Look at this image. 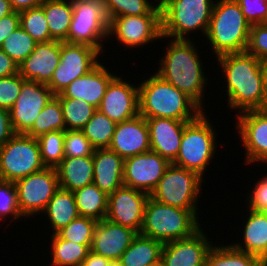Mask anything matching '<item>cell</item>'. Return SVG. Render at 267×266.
Wrapping results in <instances>:
<instances>
[{
	"mask_svg": "<svg viewBox=\"0 0 267 266\" xmlns=\"http://www.w3.org/2000/svg\"><path fill=\"white\" fill-rule=\"evenodd\" d=\"M224 79L225 103L230 110L244 112L267 108L260 60L247 51L217 57ZM226 89V90H225Z\"/></svg>",
	"mask_w": 267,
	"mask_h": 266,
	"instance_id": "obj_1",
	"label": "cell"
},
{
	"mask_svg": "<svg viewBox=\"0 0 267 266\" xmlns=\"http://www.w3.org/2000/svg\"><path fill=\"white\" fill-rule=\"evenodd\" d=\"M168 45L163 50L164 56L161 57L155 73L174 87L183 91L190 97L203 111L206 106L204 99L208 84L207 72L203 69L201 52L193 40L165 39ZM194 42V43H193ZM205 100V101H204ZM204 102V103H203ZM204 104V105H203Z\"/></svg>",
	"mask_w": 267,
	"mask_h": 266,
	"instance_id": "obj_2",
	"label": "cell"
},
{
	"mask_svg": "<svg viewBox=\"0 0 267 266\" xmlns=\"http://www.w3.org/2000/svg\"><path fill=\"white\" fill-rule=\"evenodd\" d=\"M138 82L139 114L148 118H169L191 122L203 110L183 91L155 72Z\"/></svg>",
	"mask_w": 267,
	"mask_h": 266,
	"instance_id": "obj_3",
	"label": "cell"
},
{
	"mask_svg": "<svg viewBox=\"0 0 267 266\" xmlns=\"http://www.w3.org/2000/svg\"><path fill=\"white\" fill-rule=\"evenodd\" d=\"M250 28L251 24L235 0H215L205 41L215 58L245 52Z\"/></svg>",
	"mask_w": 267,
	"mask_h": 266,
	"instance_id": "obj_4",
	"label": "cell"
},
{
	"mask_svg": "<svg viewBox=\"0 0 267 266\" xmlns=\"http://www.w3.org/2000/svg\"><path fill=\"white\" fill-rule=\"evenodd\" d=\"M198 210L173 207L149 197L140 235L163 244L193 236L202 226Z\"/></svg>",
	"mask_w": 267,
	"mask_h": 266,
	"instance_id": "obj_5",
	"label": "cell"
},
{
	"mask_svg": "<svg viewBox=\"0 0 267 266\" xmlns=\"http://www.w3.org/2000/svg\"><path fill=\"white\" fill-rule=\"evenodd\" d=\"M214 2L215 0H159L162 36L175 40H193L190 35L196 32L202 33V37L206 36Z\"/></svg>",
	"mask_w": 267,
	"mask_h": 266,
	"instance_id": "obj_6",
	"label": "cell"
},
{
	"mask_svg": "<svg viewBox=\"0 0 267 266\" xmlns=\"http://www.w3.org/2000/svg\"><path fill=\"white\" fill-rule=\"evenodd\" d=\"M203 111L195 120L185 125L179 152L174 165L192 170L205 178L204 174L217 150V137L214 124ZM213 159V160H212Z\"/></svg>",
	"mask_w": 267,
	"mask_h": 266,
	"instance_id": "obj_7",
	"label": "cell"
},
{
	"mask_svg": "<svg viewBox=\"0 0 267 266\" xmlns=\"http://www.w3.org/2000/svg\"><path fill=\"white\" fill-rule=\"evenodd\" d=\"M198 173L171 163L149 197L187 210H199L203 180Z\"/></svg>",
	"mask_w": 267,
	"mask_h": 266,
	"instance_id": "obj_8",
	"label": "cell"
},
{
	"mask_svg": "<svg viewBox=\"0 0 267 266\" xmlns=\"http://www.w3.org/2000/svg\"><path fill=\"white\" fill-rule=\"evenodd\" d=\"M72 5L67 42L86 44L104 53L103 42H108V20L102 0H72Z\"/></svg>",
	"mask_w": 267,
	"mask_h": 266,
	"instance_id": "obj_9",
	"label": "cell"
},
{
	"mask_svg": "<svg viewBox=\"0 0 267 266\" xmlns=\"http://www.w3.org/2000/svg\"><path fill=\"white\" fill-rule=\"evenodd\" d=\"M45 167L37 138L15 134L0 148V180L15 183Z\"/></svg>",
	"mask_w": 267,
	"mask_h": 266,
	"instance_id": "obj_10",
	"label": "cell"
},
{
	"mask_svg": "<svg viewBox=\"0 0 267 266\" xmlns=\"http://www.w3.org/2000/svg\"><path fill=\"white\" fill-rule=\"evenodd\" d=\"M113 37L120 46L130 48L149 47L157 39L162 40L161 8L158 3L146 15L118 16L108 22V39Z\"/></svg>",
	"mask_w": 267,
	"mask_h": 266,
	"instance_id": "obj_11",
	"label": "cell"
},
{
	"mask_svg": "<svg viewBox=\"0 0 267 266\" xmlns=\"http://www.w3.org/2000/svg\"><path fill=\"white\" fill-rule=\"evenodd\" d=\"M60 52V62L47 84L54 95L60 94L76 78L89 73L104 55L92 46L69 42H60Z\"/></svg>",
	"mask_w": 267,
	"mask_h": 266,
	"instance_id": "obj_12",
	"label": "cell"
},
{
	"mask_svg": "<svg viewBox=\"0 0 267 266\" xmlns=\"http://www.w3.org/2000/svg\"><path fill=\"white\" fill-rule=\"evenodd\" d=\"M17 200L25 218H36L46 208L49 200L59 189L56 169L45 167L15 182Z\"/></svg>",
	"mask_w": 267,
	"mask_h": 266,
	"instance_id": "obj_13",
	"label": "cell"
},
{
	"mask_svg": "<svg viewBox=\"0 0 267 266\" xmlns=\"http://www.w3.org/2000/svg\"><path fill=\"white\" fill-rule=\"evenodd\" d=\"M236 129L242 142L246 165L262 163L267 167V109L236 113Z\"/></svg>",
	"mask_w": 267,
	"mask_h": 266,
	"instance_id": "obj_14",
	"label": "cell"
},
{
	"mask_svg": "<svg viewBox=\"0 0 267 266\" xmlns=\"http://www.w3.org/2000/svg\"><path fill=\"white\" fill-rule=\"evenodd\" d=\"M53 96L47 84L26 80L22 84L20 96L9 110L15 133L26 134Z\"/></svg>",
	"mask_w": 267,
	"mask_h": 266,
	"instance_id": "obj_15",
	"label": "cell"
},
{
	"mask_svg": "<svg viewBox=\"0 0 267 266\" xmlns=\"http://www.w3.org/2000/svg\"><path fill=\"white\" fill-rule=\"evenodd\" d=\"M171 163L150 150L124 159V186L151 194Z\"/></svg>",
	"mask_w": 267,
	"mask_h": 266,
	"instance_id": "obj_16",
	"label": "cell"
},
{
	"mask_svg": "<svg viewBox=\"0 0 267 266\" xmlns=\"http://www.w3.org/2000/svg\"><path fill=\"white\" fill-rule=\"evenodd\" d=\"M149 194L122 186L108 195V211L106 219L121 226L141 231L144 210Z\"/></svg>",
	"mask_w": 267,
	"mask_h": 266,
	"instance_id": "obj_17",
	"label": "cell"
},
{
	"mask_svg": "<svg viewBox=\"0 0 267 266\" xmlns=\"http://www.w3.org/2000/svg\"><path fill=\"white\" fill-rule=\"evenodd\" d=\"M122 78L118 74L110 81L97 109L116 123L139 114L138 85Z\"/></svg>",
	"mask_w": 267,
	"mask_h": 266,
	"instance_id": "obj_18",
	"label": "cell"
},
{
	"mask_svg": "<svg viewBox=\"0 0 267 266\" xmlns=\"http://www.w3.org/2000/svg\"><path fill=\"white\" fill-rule=\"evenodd\" d=\"M204 231L201 228L189 238L164 243L160 260L162 266H205L214 243Z\"/></svg>",
	"mask_w": 267,
	"mask_h": 266,
	"instance_id": "obj_19",
	"label": "cell"
},
{
	"mask_svg": "<svg viewBox=\"0 0 267 266\" xmlns=\"http://www.w3.org/2000/svg\"><path fill=\"white\" fill-rule=\"evenodd\" d=\"M123 159L150 151L149 128L140 114L116 124L109 148Z\"/></svg>",
	"mask_w": 267,
	"mask_h": 266,
	"instance_id": "obj_20",
	"label": "cell"
},
{
	"mask_svg": "<svg viewBox=\"0 0 267 266\" xmlns=\"http://www.w3.org/2000/svg\"><path fill=\"white\" fill-rule=\"evenodd\" d=\"M137 235L135 230L105 218L95 226L91 251L110 260H119Z\"/></svg>",
	"mask_w": 267,
	"mask_h": 266,
	"instance_id": "obj_21",
	"label": "cell"
},
{
	"mask_svg": "<svg viewBox=\"0 0 267 266\" xmlns=\"http://www.w3.org/2000/svg\"><path fill=\"white\" fill-rule=\"evenodd\" d=\"M107 68L109 67L106 64L104 66V62H100L89 73L76 78L60 94L55 96L57 98H81L98 109L107 86L117 75L111 69Z\"/></svg>",
	"mask_w": 267,
	"mask_h": 266,
	"instance_id": "obj_22",
	"label": "cell"
},
{
	"mask_svg": "<svg viewBox=\"0 0 267 266\" xmlns=\"http://www.w3.org/2000/svg\"><path fill=\"white\" fill-rule=\"evenodd\" d=\"M60 57V41L38 42L34 51L18 65V73L25 80L48 84Z\"/></svg>",
	"mask_w": 267,
	"mask_h": 266,
	"instance_id": "obj_23",
	"label": "cell"
},
{
	"mask_svg": "<svg viewBox=\"0 0 267 266\" xmlns=\"http://www.w3.org/2000/svg\"><path fill=\"white\" fill-rule=\"evenodd\" d=\"M150 149L172 163L179 152L186 121L169 118L146 119Z\"/></svg>",
	"mask_w": 267,
	"mask_h": 266,
	"instance_id": "obj_24",
	"label": "cell"
},
{
	"mask_svg": "<svg viewBox=\"0 0 267 266\" xmlns=\"http://www.w3.org/2000/svg\"><path fill=\"white\" fill-rule=\"evenodd\" d=\"M244 216L243 228L240 227L242 238L237 240V243L230 244L237 250L257 256L267 264V212L247 208V215Z\"/></svg>",
	"mask_w": 267,
	"mask_h": 266,
	"instance_id": "obj_25",
	"label": "cell"
},
{
	"mask_svg": "<svg viewBox=\"0 0 267 266\" xmlns=\"http://www.w3.org/2000/svg\"><path fill=\"white\" fill-rule=\"evenodd\" d=\"M93 163V183L101 191L110 195L124 185V159L116 152L108 148L95 149Z\"/></svg>",
	"mask_w": 267,
	"mask_h": 266,
	"instance_id": "obj_26",
	"label": "cell"
},
{
	"mask_svg": "<svg viewBox=\"0 0 267 266\" xmlns=\"http://www.w3.org/2000/svg\"><path fill=\"white\" fill-rule=\"evenodd\" d=\"M93 168V156L64 158L55 168L59 188L74 192L93 183Z\"/></svg>",
	"mask_w": 267,
	"mask_h": 266,
	"instance_id": "obj_27",
	"label": "cell"
},
{
	"mask_svg": "<svg viewBox=\"0 0 267 266\" xmlns=\"http://www.w3.org/2000/svg\"><path fill=\"white\" fill-rule=\"evenodd\" d=\"M41 214H44L42 217L45 216L44 218L49 222L48 228H52L51 234L57 233L80 216L73 192L61 188L54 193Z\"/></svg>",
	"mask_w": 267,
	"mask_h": 266,
	"instance_id": "obj_28",
	"label": "cell"
},
{
	"mask_svg": "<svg viewBox=\"0 0 267 266\" xmlns=\"http://www.w3.org/2000/svg\"><path fill=\"white\" fill-rule=\"evenodd\" d=\"M163 243L138 234L121 255V266H153L159 264Z\"/></svg>",
	"mask_w": 267,
	"mask_h": 266,
	"instance_id": "obj_29",
	"label": "cell"
},
{
	"mask_svg": "<svg viewBox=\"0 0 267 266\" xmlns=\"http://www.w3.org/2000/svg\"><path fill=\"white\" fill-rule=\"evenodd\" d=\"M53 40L67 42L73 16L72 0H44L40 5Z\"/></svg>",
	"mask_w": 267,
	"mask_h": 266,
	"instance_id": "obj_30",
	"label": "cell"
},
{
	"mask_svg": "<svg viewBox=\"0 0 267 266\" xmlns=\"http://www.w3.org/2000/svg\"><path fill=\"white\" fill-rule=\"evenodd\" d=\"M77 210L80 216L101 221L108 211V195L94 183L88 184L73 192Z\"/></svg>",
	"mask_w": 267,
	"mask_h": 266,
	"instance_id": "obj_31",
	"label": "cell"
},
{
	"mask_svg": "<svg viewBox=\"0 0 267 266\" xmlns=\"http://www.w3.org/2000/svg\"><path fill=\"white\" fill-rule=\"evenodd\" d=\"M49 266H80L91 249L87 245L62 239L57 233L51 234Z\"/></svg>",
	"mask_w": 267,
	"mask_h": 266,
	"instance_id": "obj_32",
	"label": "cell"
},
{
	"mask_svg": "<svg viewBox=\"0 0 267 266\" xmlns=\"http://www.w3.org/2000/svg\"><path fill=\"white\" fill-rule=\"evenodd\" d=\"M205 266H267L257 256L235 249L231 244L213 245Z\"/></svg>",
	"mask_w": 267,
	"mask_h": 266,
	"instance_id": "obj_33",
	"label": "cell"
},
{
	"mask_svg": "<svg viewBox=\"0 0 267 266\" xmlns=\"http://www.w3.org/2000/svg\"><path fill=\"white\" fill-rule=\"evenodd\" d=\"M65 130L63 109L59 99L54 95L41 110L32 128L25 135L38 138L47 132Z\"/></svg>",
	"mask_w": 267,
	"mask_h": 266,
	"instance_id": "obj_34",
	"label": "cell"
},
{
	"mask_svg": "<svg viewBox=\"0 0 267 266\" xmlns=\"http://www.w3.org/2000/svg\"><path fill=\"white\" fill-rule=\"evenodd\" d=\"M116 124L115 121L96 110L81 131L95 149H105L110 146Z\"/></svg>",
	"mask_w": 267,
	"mask_h": 266,
	"instance_id": "obj_35",
	"label": "cell"
},
{
	"mask_svg": "<svg viewBox=\"0 0 267 266\" xmlns=\"http://www.w3.org/2000/svg\"><path fill=\"white\" fill-rule=\"evenodd\" d=\"M58 99L63 109V120L66 130H81L97 110L81 98Z\"/></svg>",
	"mask_w": 267,
	"mask_h": 266,
	"instance_id": "obj_36",
	"label": "cell"
},
{
	"mask_svg": "<svg viewBox=\"0 0 267 266\" xmlns=\"http://www.w3.org/2000/svg\"><path fill=\"white\" fill-rule=\"evenodd\" d=\"M158 3L159 0H102L108 22L118 16L146 15Z\"/></svg>",
	"mask_w": 267,
	"mask_h": 266,
	"instance_id": "obj_37",
	"label": "cell"
},
{
	"mask_svg": "<svg viewBox=\"0 0 267 266\" xmlns=\"http://www.w3.org/2000/svg\"><path fill=\"white\" fill-rule=\"evenodd\" d=\"M37 43L19 26L4 40L1 49L20 65L34 51Z\"/></svg>",
	"mask_w": 267,
	"mask_h": 266,
	"instance_id": "obj_38",
	"label": "cell"
},
{
	"mask_svg": "<svg viewBox=\"0 0 267 266\" xmlns=\"http://www.w3.org/2000/svg\"><path fill=\"white\" fill-rule=\"evenodd\" d=\"M64 134L65 131H52L37 138L40 146L41 159L46 167L56 168L65 158Z\"/></svg>",
	"mask_w": 267,
	"mask_h": 266,
	"instance_id": "obj_39",
	"label": "cell"
},
{
	"mask_svg": "<svg viewBox=\"0 0 267 266\" xmlns=\"http://www.w3.org/2000/svg\"><path fill=\"white\" fill-rule=\"evenodd\" d=\"M20 14V26L37 42L53 40L41 6L26 9Z\"/></svg>",
	"mask_w": 267,
	"mask_h": 266,
	"instance_id": "obj_40",
	"label": "cell"
},
{
	"mask_svg": "<svg viewBox=\"0 0 267 266\" xmlns=\"http://www.w3.org/2000/svg\"><path fill=\"white\" fill-rule=\"evenodd\" d=\"M96 224L97 221L92 218L79 216L57 234L64 240L87 245L91 249Z\"/></svg>",
	"mask_w": 267,
	"mask_h": 266,
	"instance_id": "obj_41",
	"label": "cell"
},
{
	"mask_svg": "<svg viewBox=\"0 0 267 266\" xmlns=\"http://www.w3.org/2000/svg\"><path fill=\"white\" fill-rule=\"evenodd\" d=\"M7 218L10 221L6 222L9 223L17 222L15 220L18 219H26L19 209L15 183L0 180V221L8 220Z\"/></svg>",
	"mask_w": 267,
	"mask_h": 266,
	"instance_id": "obj_42",
	"label": "cell"
},
{
	"mask_svg": "<svg viewBox=\"0 0 267 266\" xmlns=\"http://www.w3.org/2000/svg\"><path fill=\"white\" fill-rule=\"evenodd\" d=\"M95 148L81 130H65V158L93 156Z\"/></svg>",
	"mask_w": 267,
	"mask_h": 266,
	"instance_id": "obj_43",
	"label": "cell"
},
{
	"mask_svg": "<svg viewBox=\"0 0 267 266\" xmlns=\"http://www.w3.org/2000/svg\"><path fill=\"white\" fill-rule=\"evenodd\" d=\"M25 81L19 73L0 78V108L10 110L14 106Z\"/></svg>",
	"mask_w": 267,
	"mask_h": 266,
	"instance_id": "obj_44",
	"label": "cell"
},
{
	"mask_svg": "<svg viewBox=\"0 0 267 266\" xmlns=\"http://www.w3.org/2000/svg\"><path fill=\"white\" fill-rule=\"evenodd\" d=\"M246 51L260 61L267 59V23L251 25Z\"/></svg>",
	"mask_w": 267,
	"mask_h": 266,
	"instance_id": "obj_45",
	"label": "cell"
},
{
	"mask_svg": "<svg viewBox=\"0 0 267 266\" xmlns=\"http://www.w3.org/2000/svg\"><path fill=\"white\" fill-rule=\"evenodd\" d=\"M257 181L255 182L251 190H249V194L247 196L246 208L253 211H262L267 212V174L262 175V177H257ZM260 178V179H259Z\"/></svg>",
	"mask_w": 267,
	"mask_h": 266,
	"instance_id": "obj_46",
	"label": "cell"
},
{
	"mask_svg": "<svg viewBox=\"0 0 267 266\" xmlns=\"http://www.w3.org/2000/svg\"><path fill=\"white\" fill-rule=\"evenodd\" d=\"M251 24L267 23V0H235Z\"/></svg>",
	"mask_w": 267,
	"mask_h": 266,
	"instance_id": "obj_47",
	"label": "cell"
},
{
	"mask_svg": "<svg viewBox=\"0 0 267 266\" xmlns=\"http://www.w3.org/2000/svg\"><path fill=\"white\" fill-rule=\"evenodd\" d=\"M20 26V14L17 11L0 19V48L4 40Z\"/></svg>",
	"mask_w": 267,
	"mask_h": 266,
	"instance_id": "obj_48",
	"label": "cell"
},
{
	"mask_svg": "<svg viewBox=\"0 0 267 266\" xmlns=\"http://www.w3.org/2000/svg\"><path fill=\"white\" fill-rule=\"evenodd\" d=\"M15 134L9 110L0 108V148Z\"/></svg>",
	"mask_w": 267,
	"mask_h": 266,
	"instance_id": "obj_49",
	"label": "cell"
},
{
	"mask_svg": "<svg viewBox=\"0 0 267 266\" xmlns=\"http://www.w3.org/2000/svg\"><path fill=\"white\" fill-rule=\"evenodd\" d=\"M18 73L17 63L0 48V78Z\"/></svg>",
	"mask_w": 267,
	"mask_h": 266,
	"instance_id": "obj_50",
	"label": "cell"
},
{
	"mask_svg": "<svg viewBox=\"0 0 267 266\" xmlns=\"http://www.w3.org/2000/svg\"><path fill=\"white\" fill-rule=\"evenodd\" d=\"M43 1L44 0H9L12 8L17 12L40 6Z\"/></svg>",
	"mask_w": 267,
	"mask_h": 266,
	"instance_id": "obj_51",
	"label": "cell"
},
{
	"mask_svg": "<svg viewBox=\"0 0 267 266\" xmlns=\"http://www.w3.org/2000/svg\"><path fill=\"white\" fill-rule=\"evenodd\" d=\"M110 259L103 256L97 255L92 251L89 252L88 256L81 263L80 266H107Z\"/></svg>",
	"mask_w": 267,
	"mask_h": 266,
	"instance_id": "obj_52",
	"label": "cell"
},
{
	"mask_svg": "<svg viewBox=\"0 0 267 266\" xmlns=\"http://www.w3.org/2000/svg\"><path fill=\"white\" fill-rule=\"evenodd\" d=\"M14 12L9 0H0V19Z\"/></svg>",
	"mask_w": 267,
	"mask_h": 266,
	"instance_id": "obj_53",
	"label": "cell"
},
{
	"mask_svg": "<svg viewBox=\"0 0 267 266\" xmlns=\"http://www.w3.org/2000/svg\"><path fill=\"white\" fill-rule=\"evenodd\" d=\"M260 66H261V72H262V77H263V85H264L265 92L267 94V59L261 60Z\"/></svg>",
	"mask_w": 267,
	"mask_h": 266,
	"instance_id": "obj_54",
	"label": "cell"
},
{
	"mask_svg": "<svg viewBox=\"0 0 267 266\" xmlns=\"http://www.w3.org/2000/svg\"><path fill=\"white\" fill-rule=\"evenodd\" d=\"M107 266H121L119 260H110Z\"/></svg>",
	"mask_w": 267,
	"mask_h": 266,
	"instance_id": "obj_55",
	"label": "cell"
},
{
	"mask_svg": "<svg viewBox=\"0 0 267 266\" xmlns=\"http://www.w3.org/2000/svg\"><path fill=\"white\" fill-rule=\"evenodd\" d=\"M153 266H162V264H161V263H159V264H155V265H153Z\"/></svg>",
	"mask_w": 267,
	"mask_h": 266,
	"instance_id": "obj_56",
	"label": "cell"
}]
</instances>
